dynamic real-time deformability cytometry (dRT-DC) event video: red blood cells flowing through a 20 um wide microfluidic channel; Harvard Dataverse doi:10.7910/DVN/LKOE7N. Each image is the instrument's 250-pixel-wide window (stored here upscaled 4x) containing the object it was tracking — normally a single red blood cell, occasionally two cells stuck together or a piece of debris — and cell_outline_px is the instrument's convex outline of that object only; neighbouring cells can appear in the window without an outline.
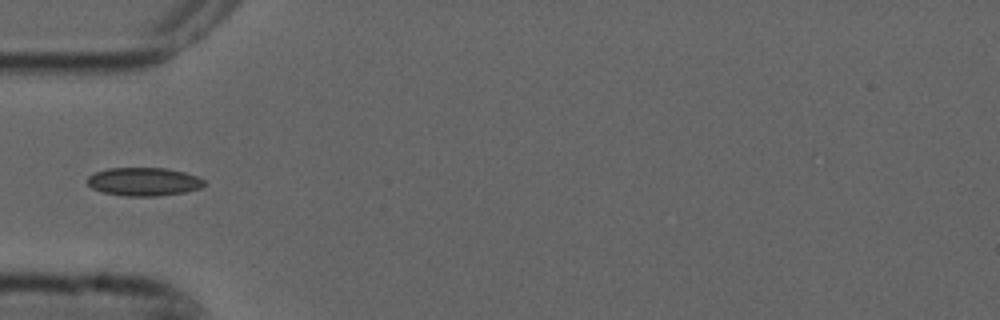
{"species": "common noctule bat (a hibernating species)", "species_latin": "Nyctalus noctula", "temperature_condition": "cold", "stored_images_in_passage": 5, "camera_frame_rate_fps": 3000, "um_per_image_px": 0.085, "animal": {"sex": "male", "forearm_length_mm": 52.5}, "frame": {"image": 1, "passage_image": 5, "time_ms": 1.333, "image_size_px": [1000, 320], "cell_outline_px": [[208, 184], [200, 188], [184, 192], [156, 196], [124, 196], [100, 192], [92, 188], [88, 184], [88, 176], [96, 172], [108, 168], [168, 168], [184, 172], [196, 176], [204, 180]], "centroid_in_image_um": [12.23, 15.44], "position_along_channel_um": 72.8, "area_um2": 19.36}}